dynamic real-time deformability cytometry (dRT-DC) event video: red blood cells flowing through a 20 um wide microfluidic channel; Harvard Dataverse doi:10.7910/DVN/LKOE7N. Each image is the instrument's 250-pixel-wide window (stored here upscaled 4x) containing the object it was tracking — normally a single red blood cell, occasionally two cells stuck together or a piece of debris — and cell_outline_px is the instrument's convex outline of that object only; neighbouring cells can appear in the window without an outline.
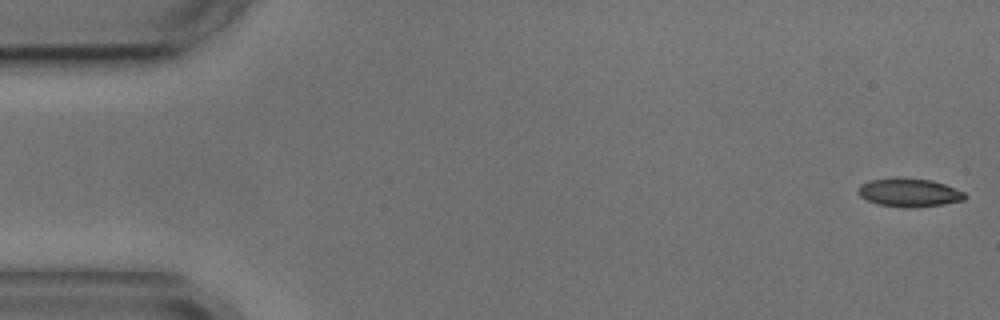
{"species": "common noctule bat (a hibernating species)", "species_latin": "Nyctalus noctula", "temperature_condition": "cold", "stored_images_in_passage": 4, "camera_frame_rate_fps": 3000, "um_per_image_px": 0.085, "animal": {"sex": "male", "body_mass_g": 17.9, "forearm_length_mm": 54.2}, "frame": {"image": 1, "passage_image": 1, "time_ms": 0.0, "image_size_px": [1000, 320], "cell_outline_px": [[968, 196], [964, 200], [944, 204], [904, 208], [876, 204], [860, 196], [856, 192], [860, 184], [872, 180], [896, 176], [932, 180], [944, 184], [964, 192]], "centroid_in_image_um": [77.25, 16.35], "position_along_channel_um": 7.7, "area_um2": 17.92}}
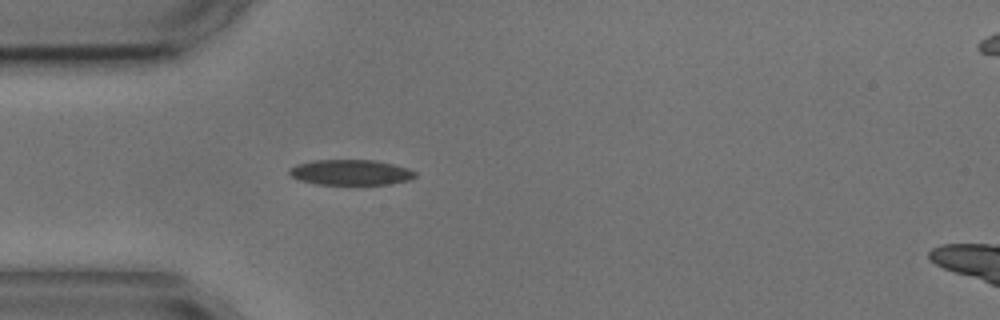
{"frame": {"image": 2, "passage_image": 4, "time_ms": 4.667, "image_size_px": [1000, 320], "cell_outline_px": [[416, 176], [408, 180], [388, 184], [316, 184], [300, 180], [292, 176], [288, 172], [288, 168], [296, 164], [312, 160], [376, 160], [408, 168], [416, 172]], "centroid_in_image_um": [29.78, 14.64], "position_along_channel_um": 55.2, "area_um2": 18.61}}